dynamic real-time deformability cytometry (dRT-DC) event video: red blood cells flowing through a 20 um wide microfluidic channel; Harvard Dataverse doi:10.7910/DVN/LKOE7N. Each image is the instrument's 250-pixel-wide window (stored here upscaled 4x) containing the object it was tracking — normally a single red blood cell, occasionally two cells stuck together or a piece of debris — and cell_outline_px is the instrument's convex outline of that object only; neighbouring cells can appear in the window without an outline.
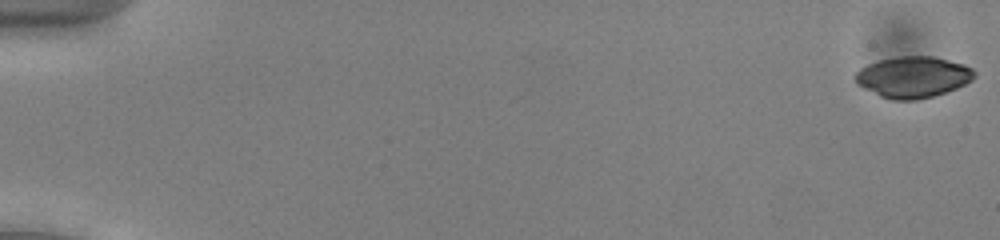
{"species": "common noctule bat (a hibernating species)", "species_latin": "Nyctalus noctula", "temperature_condition": "cold", "stored_images_in_passage": 53, "camera_frame_rate_fps": 3000, "um_per_image_px": 0.085, "animal": {"sex": "male", "body_mass_g": 13.0, "forearm_length_mm": 53.1}, "frame": {"image": 1, "passage_image": 1, "time_ms": 0.0, "image_size_px": [1000, 240], "cell_outline_px": [[976, 76], [972, 80], [948, 92], [916, 100], [892, 100], [880, 96], [856, 84], [856, 72], [860, 68], [868, 64], [880, 60], [900, 56], [932, 56], [964, 64], [972, 68], [976, 72]], "centroid_in_image_um": [77.63, 6.55], "position_along_channel_um": 7.4, "area_um2": 28.55}}
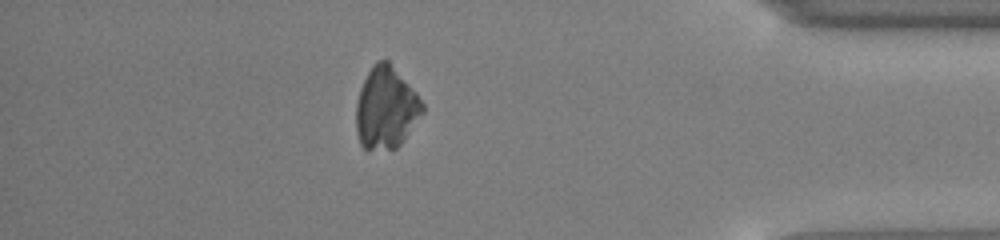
{"frame": {"image": 2, "passage_image": 47, "time_ms": 15.333, "image_size_px": [1000, 240], "cell_outline_px": [[424, 112], [404, 140], [396, 148], [364, 148], [360, 144], [356, 132], [356, 100], [360, 88], [372, 64], [376, 60], [388, 60], [416, 92], [424, 104]], "centroid_in_image_um": [32.81, 9.15], "position_along_channel_um": 402.4, "area_um2": 31.62}}